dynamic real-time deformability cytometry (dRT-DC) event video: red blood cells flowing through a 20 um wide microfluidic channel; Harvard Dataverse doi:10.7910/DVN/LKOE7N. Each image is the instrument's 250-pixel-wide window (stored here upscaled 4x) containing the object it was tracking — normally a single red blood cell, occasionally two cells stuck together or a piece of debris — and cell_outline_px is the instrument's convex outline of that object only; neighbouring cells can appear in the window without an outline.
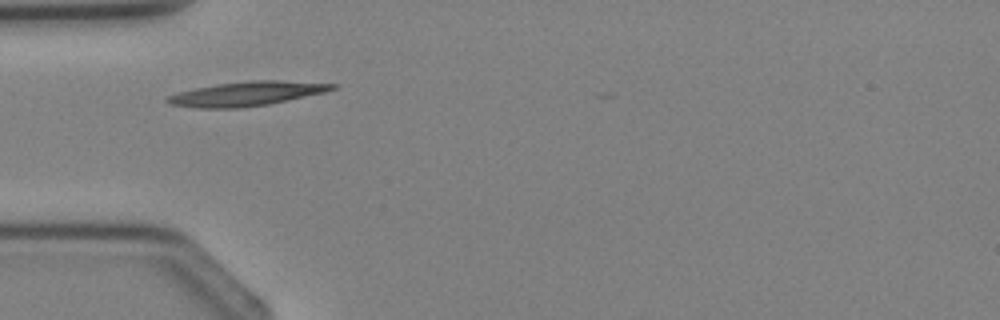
{"species": "Egyptian fruit bat (a non-hibernating species)", "species_latin": "Rousettus aegyptiacus", "temperature_condition": "cold", "stored_images_in_passage": 3, "camera_frame_rate_fps": 3000, "um_per_image_px": 0.085, "animal": {"sex": "female"}, "frame": {"image": 1, "passage_image": 2, "time_ms": 1.333, "image_size_px": [1000, 320], "cell_outline_px": [[340, 84], [336, 88], [324, 92], [268, 104], [240, 108], [196, 108], [168, 104], [164, 100], [168, 96], [180, 92], [196, 88], [216, 84], [252, 80], [276, 80]], "centroid_in_image_um": [20.95, 7.97], "position_along_channel_um": 64.1, "area_um2": 23.18}}
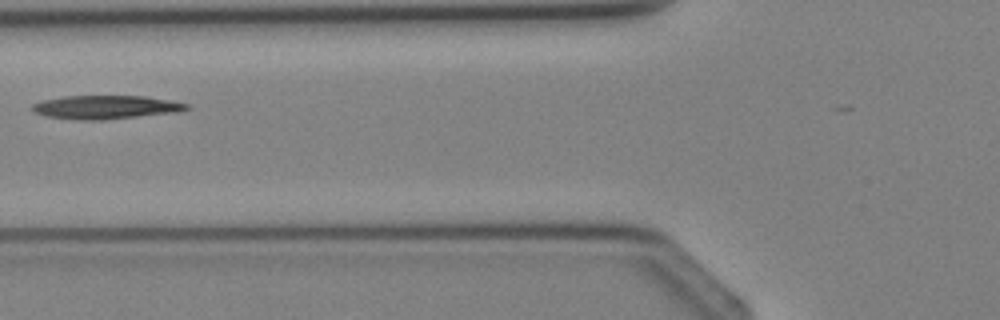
{"frame": {"image": 2, "passage_image": 3, "time_ms": 2.333, "image_size_px": [1000, 320], "cell_outline_px": [[192, 108], [180, 112], [100, 120], [80, 120], [44, 116], [36, 112], [32, 108], [32, 104], [44, 100], [64, 96], [144, 96], [192, 104]], "centroid_in_image_um": [9.06, 9.11], "position_along_channel_um": 116.7, "area_um2": 21.21}}